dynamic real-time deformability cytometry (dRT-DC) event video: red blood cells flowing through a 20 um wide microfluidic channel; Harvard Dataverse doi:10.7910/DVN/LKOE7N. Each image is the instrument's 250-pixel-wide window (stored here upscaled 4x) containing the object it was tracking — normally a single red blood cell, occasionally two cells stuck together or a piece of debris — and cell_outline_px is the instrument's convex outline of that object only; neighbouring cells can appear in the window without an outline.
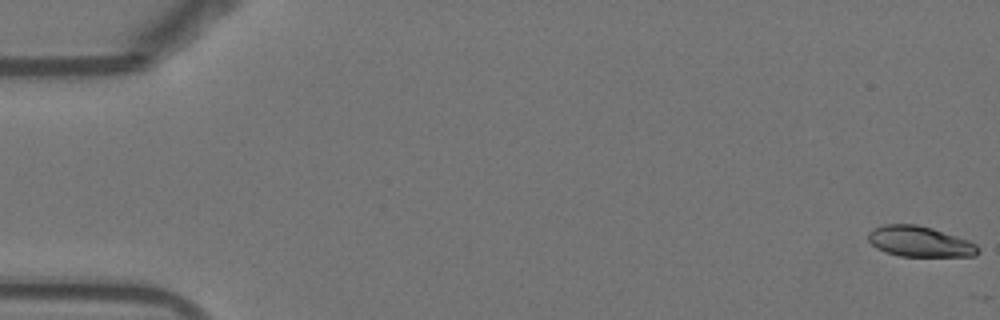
{"species": "Egyptian fruit bat (a non-hibernating species)", "species_latin": "Rousettus aegyptiacus", "temperature_condition": "warm", "stored_images_in_passage": 52, "camera_frame_rate_fps": 3000, "um_per_image_px": 0.085, "animal": {"sex": "female"}, "frame": {"image": 1, "passage_image": 1, "time_ms": 0.0, "image_size_px": [1000, 320], "cell_outline_px": [[980, 252], [976, 256], [900, 256], [884, 252], [876, 248], [868, 240], [868, 232], [872, 228], [884, 224], [916, 224], [932, 228], [968, 240], [976, 244], [980, 248]], "centroid_in_image_um": [78.16, 20.53], "position_along_channel_um": 6.8, "area_um2": 19.71}}
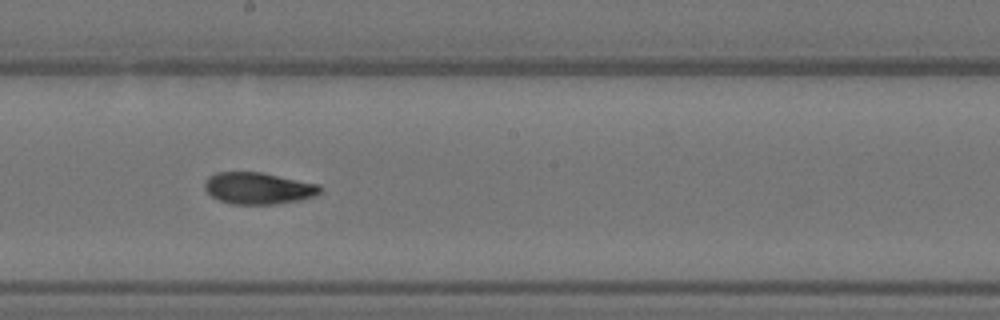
{"frame": {"image": 2, "passage_image": 30, "time_ms": 9.667, "image_size_px": [1000, 320], "cell_outline_px": [[320, 192], [316, 196], [300, 200], [276, 204], [232, 204], [220, 200], [212, 196], [204, 188], [204, 180], [208, 176], [216, 172], [260, 172], [320, 184]], "centroid_in_image_um": [21.94, 16.0], "position_along_channel_um": 226.3, "area_um2": 21.39}}
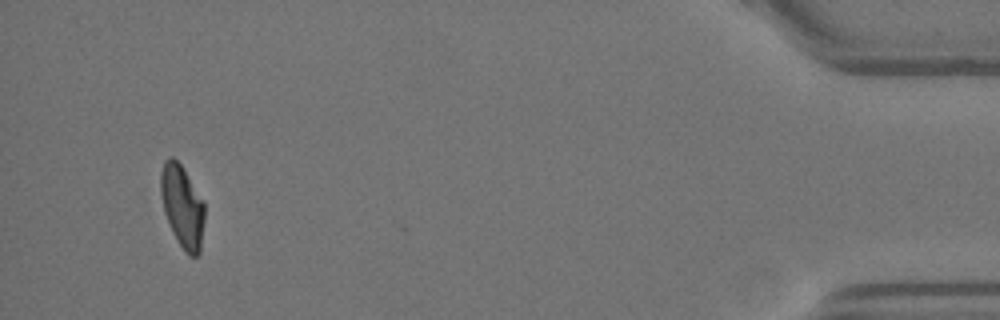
{"frame": {"image": 3, "passage_image": 51, "time_ms": 16.667, "image_size_px": [1000, 320], "cell_outline_px": [[204, 220], [200, 252], [196, 256], [188, 256], [184, 252], [172, 232], [164, 212], [160, 192], [160, 172], [164, 160], [168, 156], [172, 156], [180, 164], [204, 204]], "centroid_in_image_um": [15.46, 17.56], "position_along_channel_um": 419.7, "area_um2": 20.92}, "authors_computed_cell_mechanics": {"area_um2": 21.386, "velocity_mm_per_s": 3.8376, "shape_relaxation_time_tau1_ms": 8.251, "shape_relaxation_time_tau2_ms": 2.794, "deformation_change_tau1": 0.228, "deformation_change_tau2": 0.0751}}